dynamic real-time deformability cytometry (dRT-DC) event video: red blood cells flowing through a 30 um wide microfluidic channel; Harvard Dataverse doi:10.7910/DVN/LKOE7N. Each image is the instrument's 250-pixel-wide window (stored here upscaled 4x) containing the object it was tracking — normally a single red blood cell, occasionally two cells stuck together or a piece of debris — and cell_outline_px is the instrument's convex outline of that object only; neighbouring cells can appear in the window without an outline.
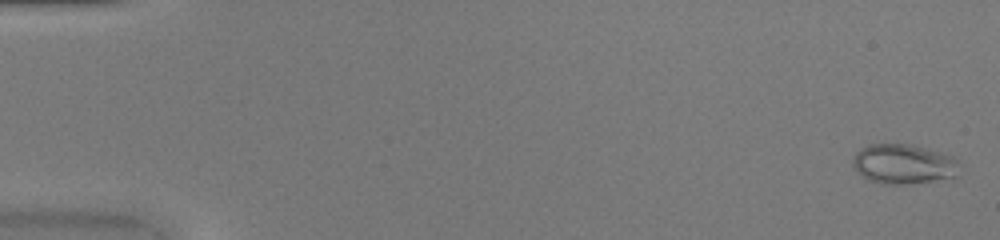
{"species": "common noctule bat (a hibernating species)", "species_latin": "Nyctalus noctula", "temperature_condition": "warm", "stored_images_in_passage": 50, "camera_frame_rate_fps": 3000, "um_per_image_px": 0.085, "animal": {"sex": "female", "body_mass_g": 20.0, "forearm_length_mm": 54.0}, "frame": {"image": 1, "passage_image": 1, "time_ms": 0.0, "image_size_px": [1000, 240], "cell_outline_px": [[956, 176], [932, 180], [900, 184], [880, 184], [864, 180], [852, 164], [852, 160], [856, 152], [860, 148], [868, 144], [912, 144], [940, 152], [952, 156], [956, 160]], "centroid_in_image_um": [76.69, 13.93], "position_along_channel_um": 8.3, "area_um2": 24.57}}
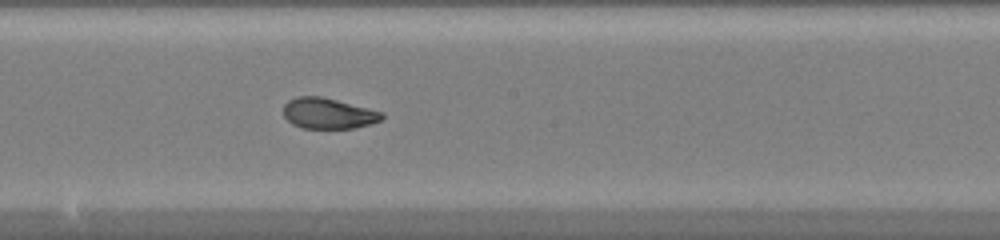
{"frame": {"image": 2, "passage_image": 28, "time_ms": 9.0, "image_size_px": [1000, 240], "cell_outline_px": [[384, 116], [380, 120], [372, 124], [356, 128], [300, 128], [292, 124], [284, 116], [284, 104], [288, 100], [296, 96], [320, 96], [384, 112]], "centroid_in_image_um": [27.9, 9.64], "position_along_channel_um": 220.3, "area_um2": 17.69}}
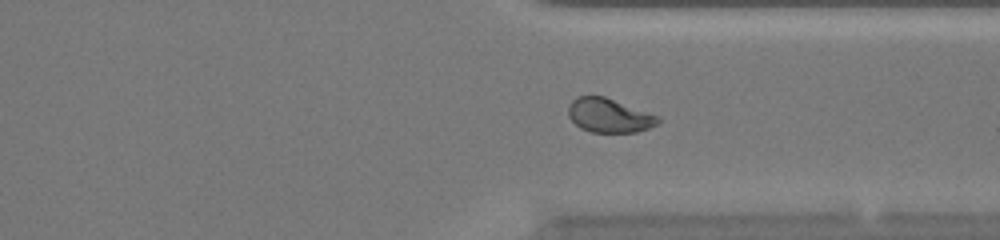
{"frame": {"image": 3, "passage_image": 38, "time_ms": 12.333, "image_size_px": [1000, 240], "cell_outline_px": [[660, 124], [636, 132], [592, 132], [580, 128], [568, 116], [568, 104], [576, 96], [604, 96], [660, 116]], "centroid_in_image_um": [51.78, 9.81], "position_along_channel_um": 359.6, "area_um2": 17.92}, "authors_computed_cell_mechanics": {"area_um2": 19.9988, "velocity_mm_per_s": 4.1781, "shape_relaxation_time_tau1_ms": 11.2924, "shape_relaxation_time_tau2_ms": 1.0547, "deformation_change_tau1": 0.3096, "deformation_change_tau2": 0.0502}}